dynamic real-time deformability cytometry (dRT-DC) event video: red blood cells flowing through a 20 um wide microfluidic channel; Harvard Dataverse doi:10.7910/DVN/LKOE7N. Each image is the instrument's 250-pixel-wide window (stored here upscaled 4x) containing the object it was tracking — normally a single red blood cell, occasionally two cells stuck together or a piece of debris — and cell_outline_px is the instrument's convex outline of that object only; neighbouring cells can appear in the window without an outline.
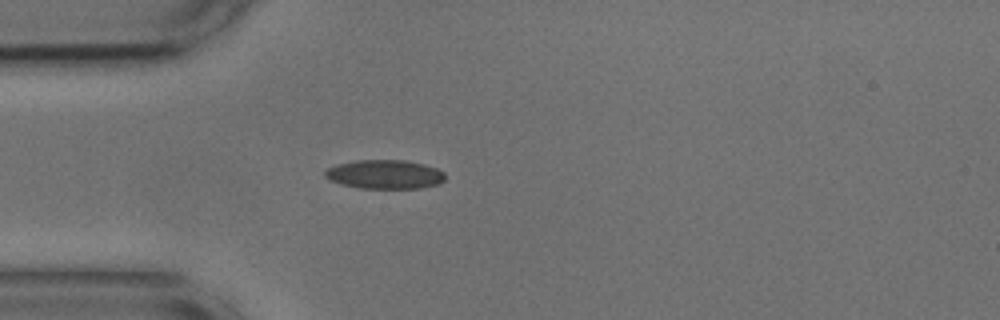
{"species": "common noctule bat (a hibernating species)", "species_latin": "Nyctalus noctula", "temperature_condition": "cold", "stored_images_in_passage": 33, "camera_frame_rate_fps": 3000, "um_per_image_px": 0.085, "animal": {"sex": "male", "body_mass_g": 17.9, "forearm_length_mm": 54.2}, "frame": {"image": 1, "passage_image": 1, "time_ms": 0.0, "image_size_px": [1000, 320], "cell_outline_px": [[444, 180], [440, 184], [420, 188], [356, 188], [340, 184], [328, 180], [324, 176], [324, 172], [328, 168], [336, 164], [356, 160], [404, 160], [424, 164], [436, 168], [444, 172]], "centroid_in_image_um": [32.67, 14.82], "position_along_channel_um": 52.3, "area_um2": 20.46}}
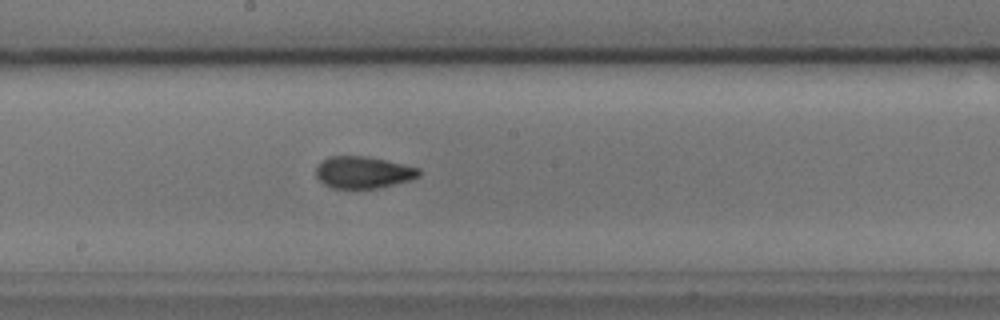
{"frame": {"image": 2, "passage_image": 15, "time_ms": 4.667, "image_size_px": [1000, 320], "cell_outline_px": [[420, 176], [412, 180], [376, 188], [332, 188], [324, 184], [316, 176], [316, 168], [328, 156], [364, 156], [404, 164], [420, 168]], "centroid_in_image_um": [30.89, 14.65], "position_along_channel_um": 217.3, "area_um2": 19.02}}
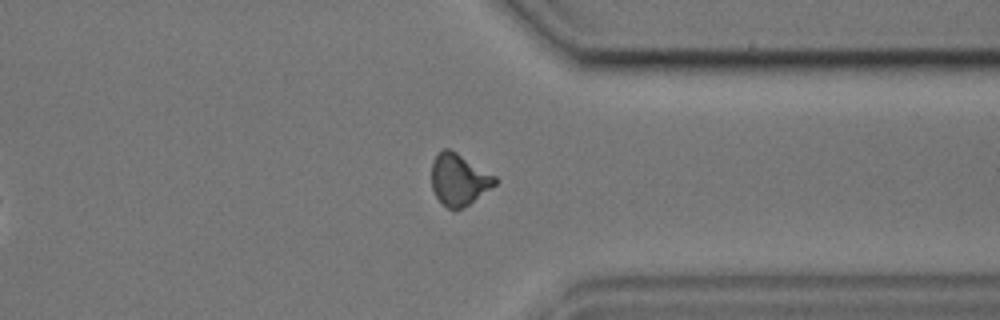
{"frame": {"image": 3, "passage_image": 28, "time_ms": 9.0, "image_size_px": [1000, 320], "cell_outline_px": [[496, 184], [464, 208], [448, 208], [436, 196], [432, 188], [432, 160], [444, 148], [448, 148], [456, 152], [496, 176]], "centroid_in_image_um": [39.01, 15.25], "position_along_channel_um": 372.4, "area_um2": 18.73}, "authors_computed_cell_mechanics": {"area_um2": 19.0162, "velocity_mm_per_s": 3.6634, "shape_relaxation_time_tau1_ms": 5.2646, "shape_relaxation_time_tau2_ms": 1.3034, "deformation_change_tau1": 0.1288, "deformation_change_tau2": 0.0561}}